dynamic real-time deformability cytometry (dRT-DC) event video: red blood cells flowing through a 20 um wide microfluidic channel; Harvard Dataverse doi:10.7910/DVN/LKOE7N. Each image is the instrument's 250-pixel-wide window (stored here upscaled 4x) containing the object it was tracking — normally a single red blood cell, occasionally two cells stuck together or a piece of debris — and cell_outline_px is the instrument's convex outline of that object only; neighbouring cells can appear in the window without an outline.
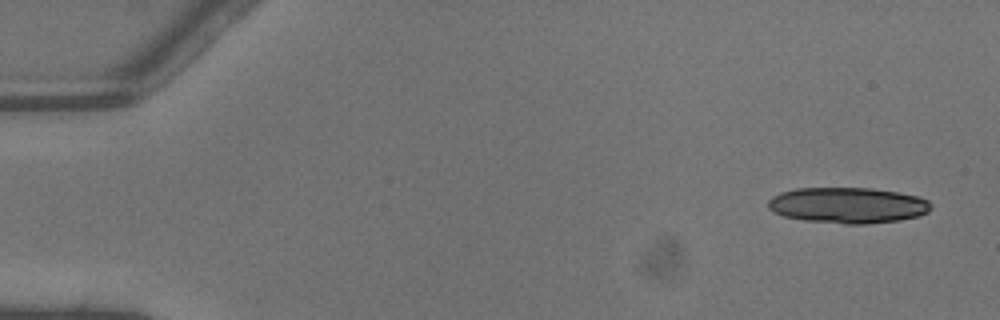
{"species": "common noctule bat (a hibernating species)", "species_latin": "Nyctalus noctula", "temperature_condition": "warm", "stored_images_in_passage": 4, "camera_frame_rate_fps": 3000, "um_per_image_px": 0.085, "animal": {"sex": "male", "body_mass_g": 13.3}, "frame": {"image": 1, "passage_image": 1, "time_ms": 0.0, "image_size_px": [1000, 320], "cell_outline_px": [[932, 208], [928, 212], [920, 216], [900, 220], [868, 224], [844, 224], [804, 220], [784, 216], [772, 212], [768, 208], [768, 200], [772, 196], [780, 192], [796, 188], [872, 188], [920, 196], [928, 200], [932, 204]], "centroid_in_image_um": [72.08, 17.45], "position_along_channel_um": 12.9, "area_um2": 34.39}}